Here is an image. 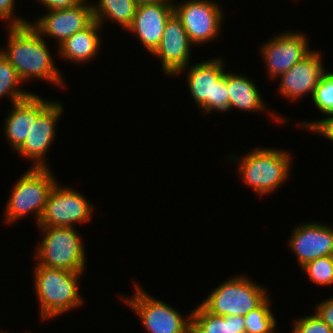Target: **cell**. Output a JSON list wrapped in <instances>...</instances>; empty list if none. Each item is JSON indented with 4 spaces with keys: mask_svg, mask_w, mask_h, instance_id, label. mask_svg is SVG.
Returning <instances> with one entry per match:
<instances>
[{
    "mask_svg": "<svg viewBox=\"0 0 333 333\" xmlns=\"http://www.w3.org/2000/svg\"><path fill=\"white\" fill-rule=\"evenodd\" d=\"M315 312L318 316L329 325L333 331V297L326 298V300L317 304Z\"/></svg>",
    "mask_w": 333,
    "mask_h": 333,
    "instance_id": "30",
    "label": "cell"
},
{
    "mask_svg": "<svg viewBox=\"0 0 333 333\" xmlns=\"http://www.w3.org/2000/svg\"><path fill=\"white\" fill-rule=\"evenodd\" d=\"M321 52L312 50L301 61L294 64L287 72L279 77V93L289 100H297L311 93L313 97L325 69Z\"/></svg>",
    "mask_w": 333,
    "mask_h": 333,
    "instance_id": "16",
    "label": "cell"
},
{
    "mask_svg": "<svg viewBox=\"0 0 333 333\" xmlns=\"http://www.w3.org/2000/svg\"><path fill=\"white\" fill-rule=\"evenodd\" d=\"M12 110L5 119L4 135L11 144L13 151H17L25 142L32 128V94L12 104Z\"/></svg>",
    "mask_w": 333,
    "mask_h": 333,
    "instance_id": "21",
    "label": "cell"
},
{
    "mask_svg": "<svg viewBox=\"0 0 333 333\" xmlns=\"http://www.w3.org/2000/svg\"><path fill=\"white\" fill-rule=\"evenodd\" d=\"M92 4L84 0L81 4L61 10H50L30 24L41 36L57 39L58 46L76 32L86 28L92 21Z\"/></svg>",
    "mask_w": 333,
    "mask_h": 333,
    "instance_id": "13",
    "label": "cell"
},
{
    "mask_svg": "<svg viewBox=\"0 0 333 333\" xmlns=\"http://www.w3.org/2000/svg\"><path fill=\"white\" fill-rule=\"evenodd\" d=\"M131 298H121L136 312L148 333H191V313L184 317L176 309L146 293L135 284Z\"/></svg>",
    "mask_w": 333,
    "mask_h": 333,
    "instance_id": "9",
    "label": "cell"
},
{
    "mask_svg": "<svg viewBox=\"0 0 333 333\" xmlns=\"http://www.w3.org/2000/svg\"><path fill=\"white\" fill-rule=\"evenodd\" d=\"M307 35L302 32H286L268 40L260 48L264 63L268 68V76L279 78L294 64L301 61L312 50L308 47Z\"/></svg>",
    "mask_w": 333,
    "mask_h": 333,
    "instance_id": "12",
    "label": "cell"
},
{
    "mask_svg": "<svg viewBox=\"0 0 333 333\" xmlns=\"http://www.w3.org/2000/svg\"><path fill=\"white\" fill-rule=\"evenodd\" d=\"M44 238L36 251L37 264L77 273L86 266L85 249L75 227L39 226Z\"/></svg>",
    "mask_w": 333,
    "mask_h": 333,
    "instance_id": "6",
    "label": "cell"
},
{
    "mask_svg": "<svg viewBox=\"0 0 333 333\" xmlns=\"http://www.w3.org/2000/svg\"><path fill=\"white\" fill-rule=\"evenodd\" d=\"M309 279L315 284H333V256H323L306 263L301 267Z\"/></svg>",
    "mask_w": 333,
    "mask_h": 333,
    "instance_id": "25",
    "label": "cell"
},
{
    "mask_svg": "<svg viewBox=\"0 0 333 333\" xmlns=\"http://www.w3.org/2000/svg\"><path fill=\"white\" fill-rule=\"evenodd\" d=\"M222 58L209 59L180 70L188 69L187 85L192 99L205 114L213 110L229 111L227 73ZM191 68V69H190Z\"/></svg>",
    "mask_w": 333,
    "mask_h": 333,
    "instance_id": "4",
    "label": "cell"
},
{
    "mask_svg": "<svg viewBox=\"0 0 333 333\" xmlns=\"http://www.w3.org/2000/svg\"><path fill=\"white\" fill-rule=\"evenodd\" d=\"M229 110L236 108L243 111L264 112L267 106L256 84L247 76L227 72ZM266 106V107H265ZM264 110V111H263Z\"/></svg>",
    "mask_w": 333,
    "mask_h": 333,
    "instance_id": "19",
    "label": "cell"
},
{
    "mask_svg": "<svg viewBox=\"0 0 333 333\" xmlns=\"http://www.w3.org/2000/svg\"><path fill=\"white\" fill-rule=\"evenodd\" d=\"M311 99L322 114H333V72H324Z\"/></svg>",
    "mask_w": 333,
    "mask_h": 333,
    "instance_id": "26",
    "label": "cell"
},
{
    "mask_svg": "<svg viewBox=\"0 0 333 333\" xmlns=\"http://www.w3.org/2000/svg\"><path fill=\"white\" fill-rule=\"evenodd\" d=\"M7 29V48L0 52L16 69L23 83L32 78H40L56 86H66L60 70L55 66L46 40L30 22L7 26Z\"/></svg>",
    "mask_w": 333,
    "mask_h": 333,
    "instance_id": "1",
    "label": "cell"
},
{
    "mask_svg": "<svg viewBox=\"0 0 333 333\" xmlns=\"http://www.w3.org/2000/svg\"><path fill=\"white\" fill-rule=\"evenodd\" d=\"M40 3L44 4L47 11L50 10H61L71 7H75L81 4L84 0H38Z\"/></svg>",
    "mask_w": 333,
    "mask_h": 333,
    "instance_id": "31",
    "label": "cell"
},
{
    "mask_svg": "<svg viewBox=\"0 0 333 333\" xmlns=\"http://www.w3.org/2000/svg\"><path fill=\"white\" fill-rule=\"evenodd\" d=\"M138 5L145 4V3H155L159 1H173V0H134Z\"/></svg>",
    "mask_w": 333,
    "mask_h": 333,
    "instance_id": "32",
    "label": "cell"
},
{
    "mask_svg": "<svg viewBox=\"0 0 333 333\" xmlns=\"http://www.w3.org/2000/svg\"><path fill=\"white\" fill-rule=\"evenodd\" d=\"M94 207L86 197L71 187L52 188L38 226L75 227V223L90 222Z\"/></svg>",
    "mask_w": 333,
    "mask_h": 333,
    "instance_id": "10",
    "label": "cell"
},
{
    "mask_svg": "<svg viewBox=\"0 0 333 333\" xmlns=\"http://www.w3.org/2000/svg\"><path fill=\"white\" fill-rule=\"evenodd\" d=\"M174 13L181 20L193 45L216 38L223 23L221 6L212 0H187L173 4ZM177 6V7H176Z\"/></svg>",
    "mask_w": 333,
    "mask_h": 333,
    "instance_id": "11",
    "label": "cell"
},
{
    "mask_svg": "<svg viewBox=\"0 0 333 333\" xmlns=\"http://www.w3.org/2000/svg\"><path fill=\"white\" fill-rule=\"evenodd\" d=\"M35 266L34 289L40 304L42 320L61 316L84 303L79 292V278L84 273L51 268L37 263Z\"/></svg>",
    "mask_w": 333,
    "mask_h": 333,
    "instance_id": "2",
    "label": "cell"
},
{
    "mask_svg": "<svg viewBox=\"0 0 333 333\" xmlns=\"http://www.w3.org/2000/svg\"><path fill=\"white\" fill-rule=\"evenodd\" d=\"M288 241L300 268L320 257L333 256V228L324 223L300 224L295 227Z\"/></svg>",
    "mask_w": 333,
    "mask_h": 333,
    "instance_id": "15",
    "label": "cell"
},
{
    "mask_svg": "<svg viewBox=\"0 0 333 333\" xmlns=\"http://www.w3.org/2000/svg\"><path fill=\"white\" fill-rule=\"evenodd\" d=\"M288 153L282 149L260 147L243 155L238 164L241 180L258 195L276 191L291 173L292 160Z\"/></svg>",
    "mask_w": 333,
    "mask_h": 333,
    "instance_id": "3",
    "label": "cell"
},
{
    "mask_svg": "<svg viewBox=\"0 0 333 333\" xmlns=\"http://www.w3.org/2000/svg\"><path fill=\"white\" fill-rule=\"evenodd\" d=\"M191 312V333H246L244 316L214 315L201 304Z\"/></svg>",
    "mask_w": 333,
    "mask_h": 333,
    "instance_id": "20",
    "label": "cell"
},
{
    "mask_svg": "<svg viewBox=\"0 0 333 333\" xmlns=\"http://www.w3.org/2000/svg\"><path fill=\"white\" fill-rule=\"evenodd\" d=\"M192 45L181 20L173 13L166 22L159 45L151 54L160 58L165 75L176 76L189 65Z\"/></svg>",
    "mask_w": 333,
    "mask_h": 333,
    "instance_id": "14",
    "label": "cell"
},
{
    "mask_svg": "<svg viewBox=\"0 0 333 333\" xmlns=\"http://www.w3.org/2000/svg\"><path fill=\"white\" fill-rule=\"evenodd\" d=\"M173 3V1H159L139 4L134 19L127 28V31L138 36L150 54L159 45L166 22L174 13Z\"/></svg>",
    "mask_w": 333,
    "mask_h": 333,
    "instance_id": "17",
    "label": "cell"
},
{
    "mask_svg": "<svg viewBox=\"0 0 333 333\" xmlns=\"http://www.w3.org/2000/svg\"><path fill=\"white\" fill-rule=\"evenodd\" d=\"M101 25L94 19L86 28L76 32L58 46L59 55L73 63L90 62L100 50Z\"/></svg>",
    "mask_w": 333,
    "mask_h": 333,
    "instance_id": "18",
    "label": "cell"
},
{
    "mask_svg": "<svg viewBox=\"0 0 333 333\" xmlns=\"http://www.w3.org/2000/svg\"><path fill=\"white\" fill-rule=\"evenodd\" d=\"M265 287L240 275L229 278L215 288L201 305L218 316H245L258 307L267 297Z\"/></svg>",
    "mask_w": 333,
    "mask_h": 333,
    "instance_id": "7",
    "label": "cell"
},
{
    "mask_svg": "<svg viewBox=\"0 0 333 333\" xmlns=\"http://www.w3.org/2000/svg\"><path fill=\"white\" fill-rule=\"evenodd\" d=\"M62 113L61 103L43 100L32 93V128L23 145L16 151L22 157L32 160L34 164L31 167H49L45 157L55 137L56 124Z\"/></svg>",
    "mask_w": 333,
    "mask_h": 333,
    "instance_id": "8",
    "label": "cell"
},
{
    "mask_svg": "<svg viewBox=\"0 0 333 333\" xmlns=\"http://www.w3.org/2000/svg\"><path fill=\"white\" fill-rule=\"evenodd\" d=\"M292 333H333L332 329L315 312L313 315L295 320Z\"/></svg>",
    "mask_w": 333,
    "mask_h": 333,
    "instance_id": "27",
    "label": "cell"
},
{
    "mask_svg": "<svg viewBox=\"0 0 333 333\" xmlns=\"http://www.w3.org/2000/svg\"><path fill=\"white\" fill-rule=\"evenodd\" d=\"M267 297L258 307L244 316L246 333H276V318Z\"/></svg>",
    "mask_w": 333,
    "mask_h": 333,
    "instance_id": "24",
    "label": "cell"
},
{
    "mask_svg": "<svg viewBox=\"0 0 333 333\" xmlns=\"http://www.w3.org/2000/svg\"><path fill=\"white\" fill-rule=\"evenodd\" d=\"M15 0H0V19L7 21V26L23 25L29 23L26 19L13 16Z\"/></svg>",
    "mask_w": 333,
    "mask_h": 333,
    "instance_id": "29",
    "label": "cell"
},
{
    "mask_svg": "<svg viewBox=\"0 0 333 333\" xmlns=\"http://www.w3.org/2000/svg\"><path fill=\"white\" fill-rule=\"evenodd\" d=\"M31 167L16 182L5 209V223L12 224L34 212L38 224L48 196L58 182L51 169Z\"/></svg>",
    "mask_w": 333,
    "mask_h": 333,
    "instance_id": "5",
    "label": "cell"
},
{
    "mask_svg": "<svg viewBox=\"0 0 333 333\" xmlns=\"http://www.w3.org/2000/svg\"><path fill=\"white\" fill-rule=\"evenodd\" d=\"M327 116L322 118L321 120H315L314 122L311 121H305L301 122L300 126L305 129H309L312 132H316L317 134H321L326 137V139H329L330 141H333V114H328Z\"/></svg>",
    "mask_w": 333,
    "mask_h": 333,
    "instance_id": "28",
    "label": "cell"
},
{
    "mask_svg": "<svg viewBox=\"0 0 333 333\" xmlns=\"http://www.w3.org/2000/svg\"><path fill=\"white\" fill-rule=\"evenodd\" d=\"M137 6L134 0H99V3L92 4L93 17L101 26L109 18L127 30L134 19Z\"/></svg>",
    "mask_w": 333,
    "mask_h": 333,
    "instance_id": "22",
    "label": "cell"
},
{
    "mask_svg": "<svg viewBox=\"0 0 333 333\" xmlns=\"http://www.w3.org/2000/svg\"><path fill=\"white\" fill-rule=\"evenodd\" d=\"M20 84L22 80L16 69L0 52V98L7 96L15 103L29 97L32 93L19 89Z\"/></svg>",
    "mask_w": 333,
    "mask_h": 333,
    "instance_id": "23",
    "label": "cell"
}]
</instances>
